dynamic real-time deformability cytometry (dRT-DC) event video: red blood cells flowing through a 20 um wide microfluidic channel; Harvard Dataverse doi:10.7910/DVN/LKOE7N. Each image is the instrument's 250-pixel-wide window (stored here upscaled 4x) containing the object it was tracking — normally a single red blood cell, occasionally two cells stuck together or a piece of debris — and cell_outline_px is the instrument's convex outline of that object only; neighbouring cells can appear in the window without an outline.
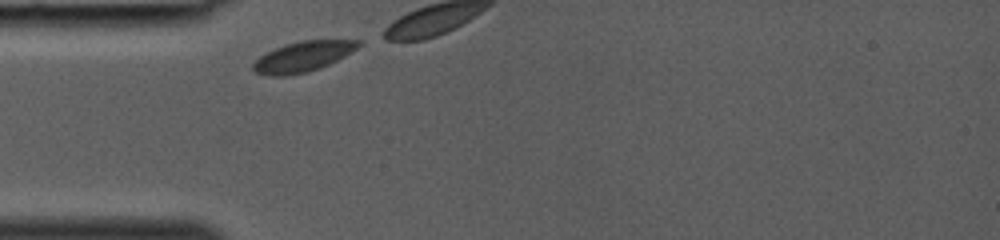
{"species": "common noctule bat (a hibernating species)", "species_latin": "Nyctalus noctula", "temperature_condition": "room temperature", "stored_images_in_passage": 4, "camera_frame_rate_fps": 3000, "um_per_image_px": 0.085, "animal": {"sex": "female", "body_mass_g": 19.0, "forearm_length_mm": 53.3}, "frame": {"image": 1, "passage_image": 1, "time_ms": 0.0, "image_size_px": [1000, 240], "cell_outline_px": [[364, 44], [344, 56], [320, 68], [308, 72], [288, 76], [268, 76], [256, 72], [252, 68], [252, 64], [260, 56], [284, 44], [304, 40], [364, 40]], "centroid_in_image_um": [25.77, 4.81], "position_along_channel_um": 59.2, "area_um2": 18.61}}